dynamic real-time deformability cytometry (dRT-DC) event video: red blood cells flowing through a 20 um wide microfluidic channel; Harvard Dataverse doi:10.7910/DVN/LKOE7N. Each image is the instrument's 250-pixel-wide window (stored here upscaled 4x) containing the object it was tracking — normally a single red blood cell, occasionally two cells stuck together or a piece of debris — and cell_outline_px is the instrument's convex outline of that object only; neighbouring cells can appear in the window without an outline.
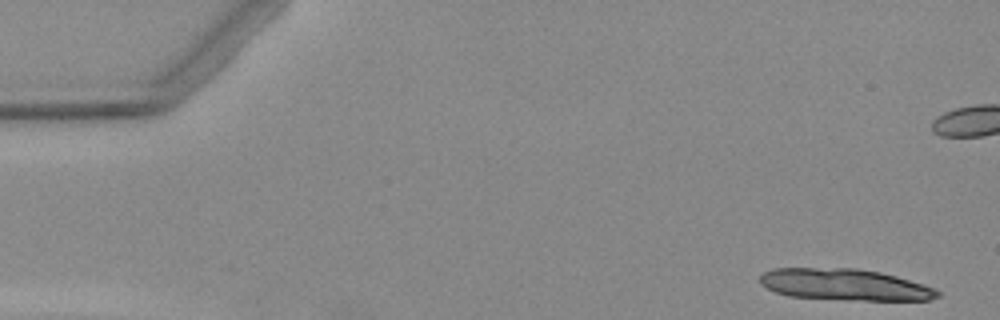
{"species": "Egyptian fruit bat (a non-hibernating species)", "species_latin": "Rousettus aegyptiacus", "temperature_condition": "warm", "stored_images_in_passage": 4, "camera_frame_rate_fps": 3000, "um_per_image_px": 0.085, "animal": {"sex": "female"}, "frame": {"image": 1, "passage_image": 1, "time_ms": 0.0, "image_size_px": [1000, 320], "cell_outline_px": [[940, 296], [928, 300], [848, 300], [788, 296], [776, 292], [760, 284], [760, 276], [764, 272], [772, 268], [856, 268], [880, 272], [896, 276], [936, 288], [940, 292]], "centroid_in_image_um": [71.8, 24.19], "position_along_channel_um": 13.2, "area_um2": 32.66}}